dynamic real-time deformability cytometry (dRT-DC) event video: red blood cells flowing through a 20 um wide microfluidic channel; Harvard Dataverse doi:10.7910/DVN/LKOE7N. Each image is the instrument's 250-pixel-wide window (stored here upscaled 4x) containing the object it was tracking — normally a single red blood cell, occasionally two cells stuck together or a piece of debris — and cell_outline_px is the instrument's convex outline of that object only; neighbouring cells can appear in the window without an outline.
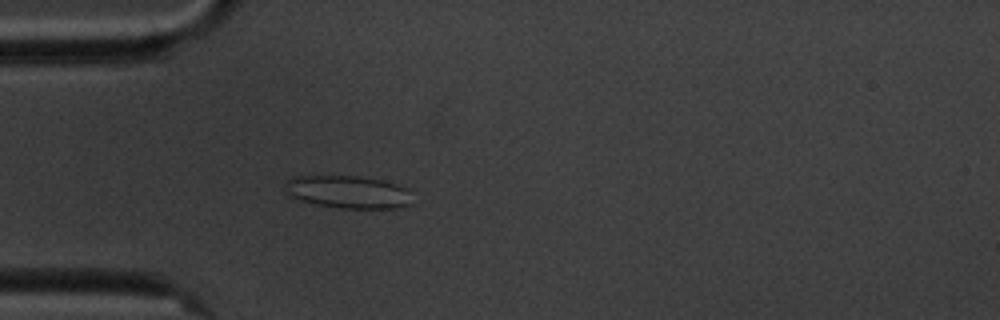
{"species": "common noctule bat (a hibernating species)", "species_latin": "Nyctalus noctula", "temperature_condition": "cold", "stored_images_in_passage": 2, "camera_frame_rate_fps": 3000, "um_per_image_px": 0.085, "animal": {"sex": "male", "body_mass_g": 20.1, "forearm_length_mm": 53.5}, "frame": {"image": 1, "passage_image": 2, "time_ms": 1.333, "image_size_px": [1000, 320], "cell_outline_px": [[416, 204], [396, 208], [340, 208], [316, 204], [300, 200], [288, 196], [284, 192], [284, 184], [292, 176], [356, 176], [380, 180], [396, 184], [408, 188], [412, 192]], "centroid_in_image_um": [29.63, 16.33], "position_along_channel_um": 55.4, "area_um2": 24.74}}